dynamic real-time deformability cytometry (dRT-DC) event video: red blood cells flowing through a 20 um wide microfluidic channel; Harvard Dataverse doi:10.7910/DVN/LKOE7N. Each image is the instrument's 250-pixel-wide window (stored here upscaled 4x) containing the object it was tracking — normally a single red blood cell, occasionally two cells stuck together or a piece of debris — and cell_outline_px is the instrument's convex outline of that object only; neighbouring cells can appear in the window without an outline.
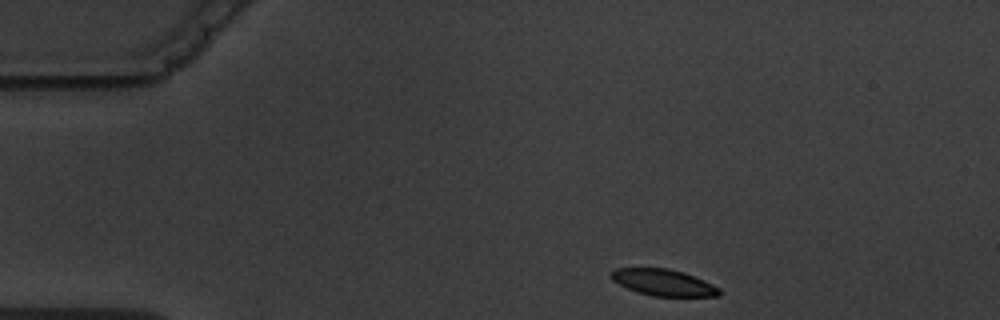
{"species": "common noctule bat (a hibernating species)", "species_latin": "Nyctalus noctula", "temperature_condition": "warm", "stored_images_in_passage": 3, "camera_frame_rate_fps": 3000, "um_per_image_px": 0.085, "animal": {"sex": "male", "body_mass_g": 19.5, "forearm_length_mm": 54.6}, "frame": {"image": 1, "passage_image": 1, "time_ms": 0.0, "image_size_px": [1000, 320], "cell_outline_px": [[720, 296], [652, 296], [636, 292], [612, 280], [612, 272], [616, 268], [668, 268], [684, 272], [704, 280], [720, 288]], "centroid_in_image_um": [56.42, 24.01], "position_along_channel_um": 28.6, "area_um2": 16.59}}